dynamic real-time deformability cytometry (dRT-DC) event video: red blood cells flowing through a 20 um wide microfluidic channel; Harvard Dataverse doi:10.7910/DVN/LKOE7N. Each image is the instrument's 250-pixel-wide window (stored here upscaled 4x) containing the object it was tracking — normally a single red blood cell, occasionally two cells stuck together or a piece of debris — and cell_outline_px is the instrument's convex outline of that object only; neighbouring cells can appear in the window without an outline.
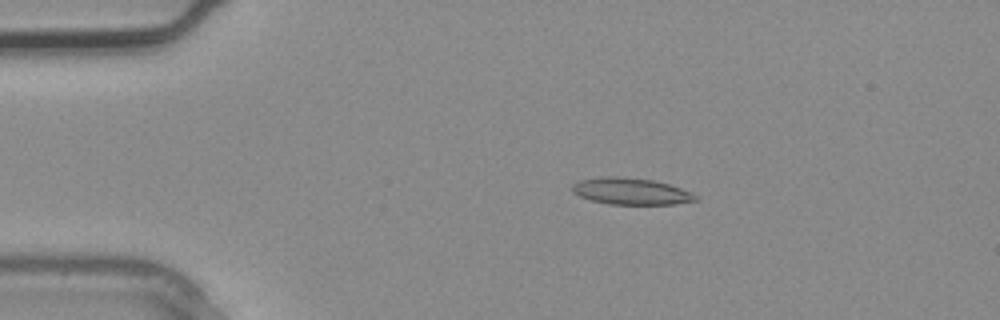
{"species": "common noctule bat (a hibernating species)", "species_latin": "Nyctalus noctula", "temperature_condition": "warm", "stored_images_in_passage": 3, "camera_frame_rate_fps": 3000, "um_per_image_px": 0.085, "animal": {"sex": "male", "body_mass_g": 20.4}, "frame": {"image": 1, "passage_image": 2, "time_ms": 0.333, "image_size_px": [1000, 320], "cell_outline_px": [[700, 200], [676, 204], [608, 204], [592, 200], [580, 196], [572, 192], [572, 184], [580, 180], [604, 176], [624, 176], [652, 180], [668, 184], [692, 192]], "centroid_in_image_um": [53.64, 16.25], "position_along_channel_um": 31.4, "area_um2": 19.19}}
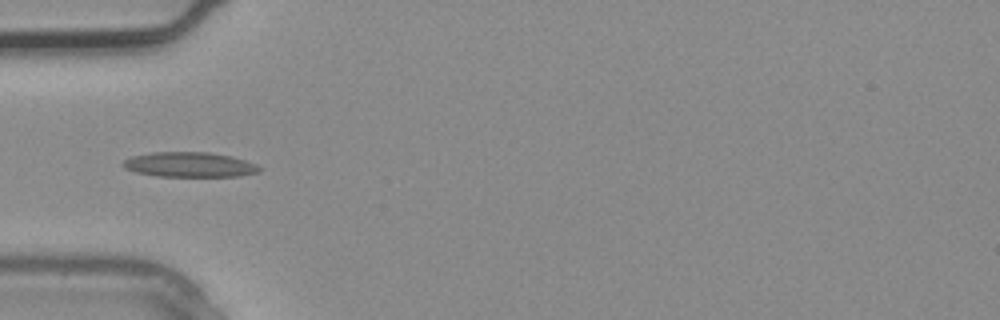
{"frame": {"image": 2, "passage_image": 3, "time_ms": 0.667, "image_size_px": [1000, 320], "cell_outline_px": [[260, 172], [240, 176], [156, 176], [136, 172], [124, 168], [120, 164], [124, 160], [132, 156], [152, 152], [208, 152], [232, 156], [256, 164], [260, 168]], "centroid_in_image_um": [16.09, 13.99], "position_along_channel_um": 68.9, "area_um2": 19.83}}